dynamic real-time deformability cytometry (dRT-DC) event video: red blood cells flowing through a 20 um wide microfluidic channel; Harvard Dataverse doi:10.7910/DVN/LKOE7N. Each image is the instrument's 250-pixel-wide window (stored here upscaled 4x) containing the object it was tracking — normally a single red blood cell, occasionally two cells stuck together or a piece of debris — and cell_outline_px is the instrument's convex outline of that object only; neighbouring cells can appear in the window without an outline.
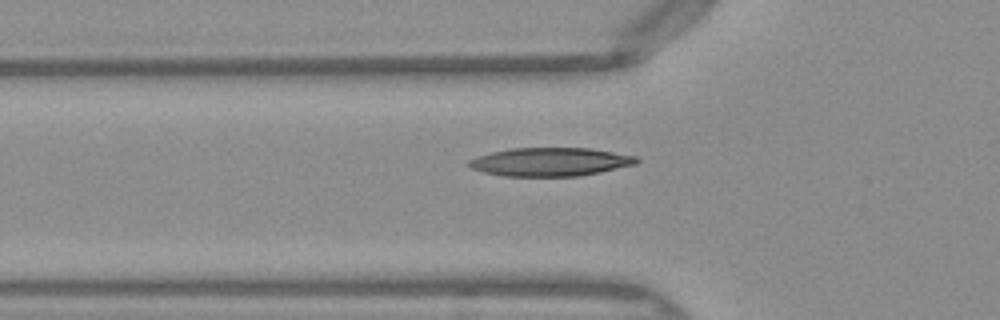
{"species": "Egyptian fruit bat (a non-hibernating species)", "species_latin": "Rousettus aegyptiacus", "temperature_condition": "warm", "stored_images_in_passage": 33, "camera_frame_rate_fps": 3000, "um_per_image_px": 0.085, "frame": {"image": 1, "passage_image": 5, "time_ms": 1.333, "image_size_px": [1000, 320], "cell_outline_px": [[640, 160], [636, 164], [600, 172], [580, 176], [504, 176], [484, 172], [472, 168], [468, 164], [468, 160], [476, 156], [492, 152], [512, 148], [592, 148], [640, 156]], "centroid_in_image_um": [46.83, 13.75], "position_along_channel_um": 79.0, "area_um2": 27.98}}
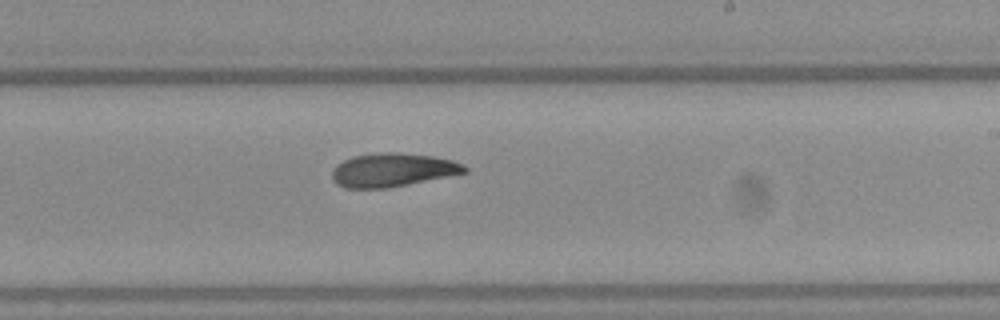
{"frame": {"image": 2, "passage_image": 18, "time_ms": 5.667, "image_size_px": [1000, 320], "cell_outline_px": [[468, 172], [388, 188], [344, 188], [336, 184], [332, 176], [332, 172], [336, 164], [352, 156], [380, 152], [400, 152], [432, 156], [452, 160], [464, 164], [468, 168]], "centroid_in_image_um": [33.37, 14.44], "position_along_channel_um": 255.6, "area_um2": 26.01}}
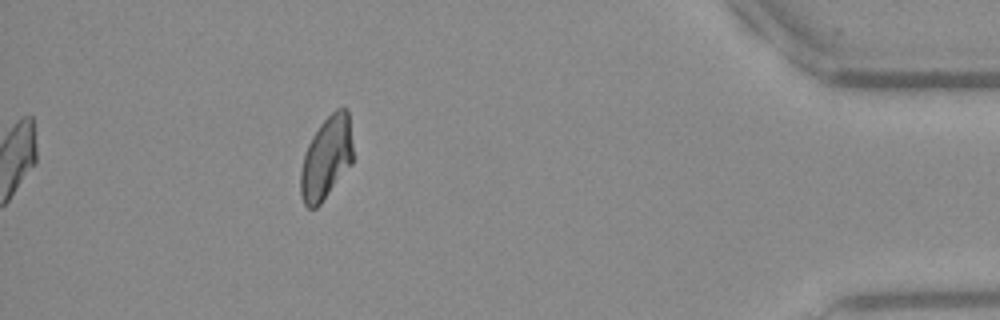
{"frame": {"image": 3, "passage_image": 33, "time_ms": 10.667, "image_size_px": [1000, 320], "cell_outline_px": [[352, 164], [320, 204], [316, 208], [308, 208], [304, 204], [300, 196], [300, 172], [304, 156], [308, 144], [312, 136], [320, 124], [336, 108], [348, 108], [352, 144]], "centroid_in_image_um": [27.73, 13.43], "position_along_channel_um": 407.5, "area_um2": 25.2}, "authors_computed_cell_mechanics": {"area_um2": 26.0678, "velocity_mm_per_s": 4.0564, "shape_relaxation_time_tau1_ms": 10.0258, "shape_relaxation_time_tau2_ms": 4.9221, "deformation_change_tau1": 0.2494, "deformation_change_tau2": 0.1189}}